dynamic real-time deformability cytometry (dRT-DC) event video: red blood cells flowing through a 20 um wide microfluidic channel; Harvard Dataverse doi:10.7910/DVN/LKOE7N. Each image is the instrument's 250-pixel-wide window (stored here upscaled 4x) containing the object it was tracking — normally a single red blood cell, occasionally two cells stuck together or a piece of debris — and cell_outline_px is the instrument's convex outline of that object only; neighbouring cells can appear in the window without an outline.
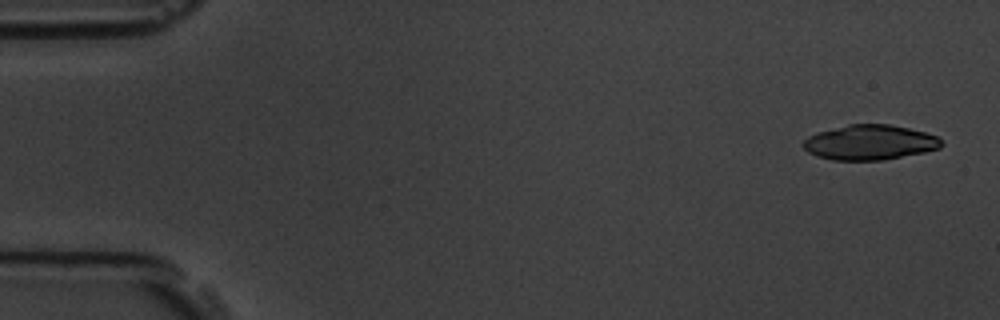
{"species": "common noctule bat (a hibernating species)", "species_latin": "Nyctalus noctula", "temperature_condition": "room temperature", "stored_images_in_passage": 5, "camera_frame_rate_fps": 3000, "um_per_image_px": 0.085, "animal": {"sex": "male", "body_mass_g": 19.5, "forearm_length_mm": 54.6}, "frame": {"image": 1, "passage_image": 1, "time_ms": 0.0, "image_size_px": [1000, 320], "cell_outline_px": [[944, 144], [940, 148], [924, 152], [880, 160], [832, 160], [816, 156], [808, 152], [804, 148], [804, 140], [808, 136], [816, 132], [848, 124], [888, 124], [908, 128], [924, 132], [936, 136]], "centroid_in_image_um": [73.9, 12.1], "position_along_channel_um": 11.1, "area_um2": 28.03}}